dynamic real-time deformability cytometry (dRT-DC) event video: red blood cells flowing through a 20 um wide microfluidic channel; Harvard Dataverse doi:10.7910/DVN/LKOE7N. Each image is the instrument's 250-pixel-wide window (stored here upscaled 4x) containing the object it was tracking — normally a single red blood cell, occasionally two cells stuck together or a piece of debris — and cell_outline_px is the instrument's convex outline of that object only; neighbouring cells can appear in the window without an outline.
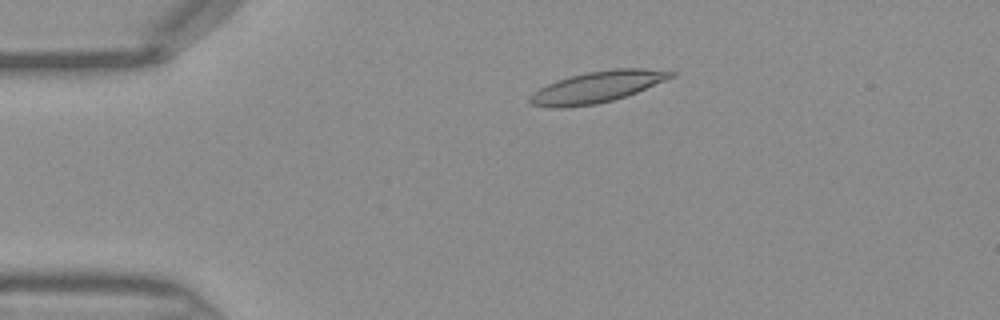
{"species": "Egyptian fruit bat (a non-hibernating species)", "species_latin": "Rousettus aegyptiacus", "temperature_condition": "warm", "stored_images_in_passage": 45, "camera_frame_rate_fps": 3000, "um_per_image_px": 0.085, "frame": {"image": 1, "passage_image": 9, "time_ms": 2.667, "image_size_px": [1000, 320], "cell_outline_px": [[676, 76], [636, 92], [612, 100], [596, 104], [564, 108], [552, 108], [532, 104], [528, 100], [528, 96], [532, 92], [556, 80], [588, 72], [612, 68], [644, 68], [676, 72]], "centroid_in_image_um": [50.74, 7.39], "position_along_channel_um": 34.3, "area_um2": 25.61}}
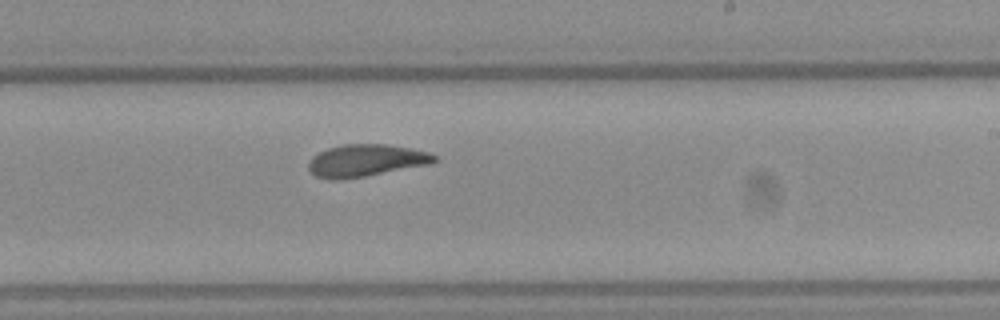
{"frame": {"image": 2, "passage_image": 27, "time_ms": 8.667, "image_size_px": [1000, 320], "cell_outline_px": [[440, 160], [432, 164], [364, 176], [316, 176], [308, 168], [308, 160], [312, 156], [328, 148], [344, 144], [388, 144], [412, 148], [428, 152], [436, 156]], "centroid_in_image_um": [31.21, 13.59], "position_along_channel_um": 257.8, "area_um2": 22.95}}
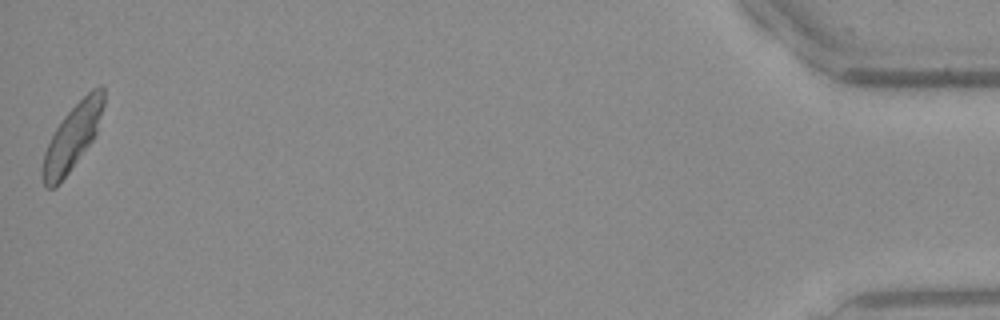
{"frame": {"image": 3, "passage_image": 45, "time_ms": 14.667, "image_size_px": [1000, 320], "cell_outline_px": [[104, 104], [96, 132], [92, 140], [56, 188], [44, 188], [40, 172], [44, 152], [56, 128], [64, 116], [92, 88], [100, 84], [104, 84]], "centroid_in_image_um": [6.13, 11.67], "position_along_channel_um": 429.1, "area_um2": 23.0}}